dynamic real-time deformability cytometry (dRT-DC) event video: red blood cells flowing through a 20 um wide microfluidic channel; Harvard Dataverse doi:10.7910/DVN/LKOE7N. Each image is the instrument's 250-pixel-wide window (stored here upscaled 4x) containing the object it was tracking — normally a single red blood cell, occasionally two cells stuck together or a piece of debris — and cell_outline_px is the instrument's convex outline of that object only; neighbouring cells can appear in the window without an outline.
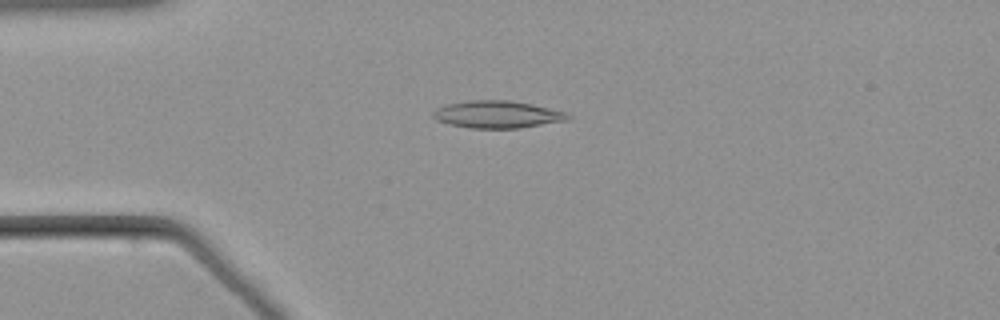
{"species": "common noctule bat (a hibernating species)", "species_latin": "Nyctalus noctula", "temperature_condition": "warm", "stored_images_in_passage": 54, "camera_frame_rate_fps": 3000, "um_per_image_px": 0.085, "animal": {"sex": "male", "body_mass_g": 21.5, "forearm_length_mm": 52.0}, "frame": {"image": 1, "passage_image": 13, "time_ms": 4.0, "image_size_px": [1000, 320], "cell_outline_px": [[572, 120], [520, 128], [468, 128], [436, 120], [432, 116], [432, 112], [436, 108], [448, 104], [468, 100], [508, 100], [568, 112], [572, 116]], "centroid_in_image_um": [42.31, 9.73], "position_along_channel_um": 42.7, "area_um2": 21.5}}
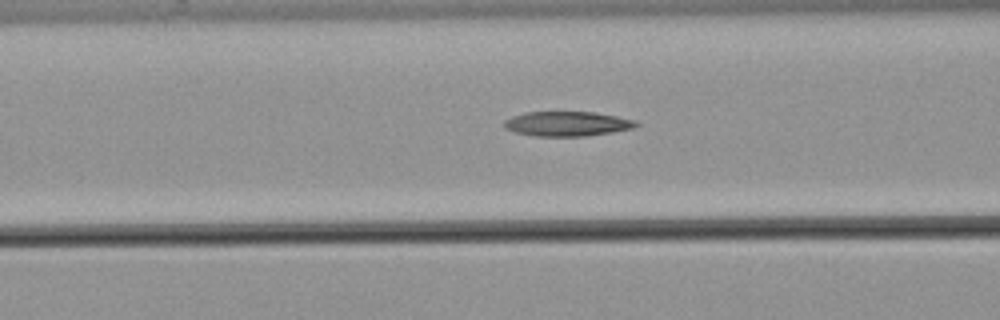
{"frame": {"image": 2, "passage_image": 21, "time_ms": 6.667, "image_size_px": [1000, 320], "cell_outline_px": [[640, 124], [632, 128], [612, 132], [588, 136], [536, 136], [512, 132], [504, 128], [504, 120], [512, 116], [524, 112], [592, 112], [616, 116], [636, 120]], "centroid_in_image_um": [48.18, 10.52], "position_along_channel_um": 118.4, "area_um2": 19.07}}
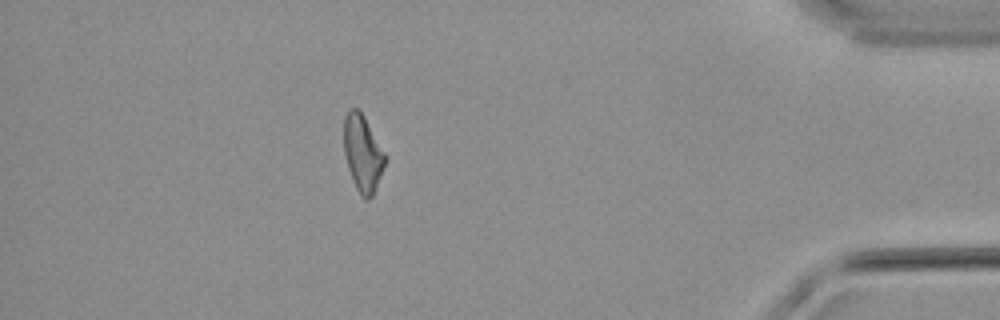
{"frame": {"image": 3, "passage_image": 48, "time_ms": 15.667, "image_size_px": [1000, 320], "cell_outline_px": [[388, 156], [372, 196], [368, 200], [364, 200], [360, 196], [352, 180], [348, 168], [344, 152], [344, 116], [348, 108], [356, 108], [364, 116]], "centroid_in_image_um": [30.83, 13.02], "position_along_channel_um": 404.4, "area_um2": 18.55}}